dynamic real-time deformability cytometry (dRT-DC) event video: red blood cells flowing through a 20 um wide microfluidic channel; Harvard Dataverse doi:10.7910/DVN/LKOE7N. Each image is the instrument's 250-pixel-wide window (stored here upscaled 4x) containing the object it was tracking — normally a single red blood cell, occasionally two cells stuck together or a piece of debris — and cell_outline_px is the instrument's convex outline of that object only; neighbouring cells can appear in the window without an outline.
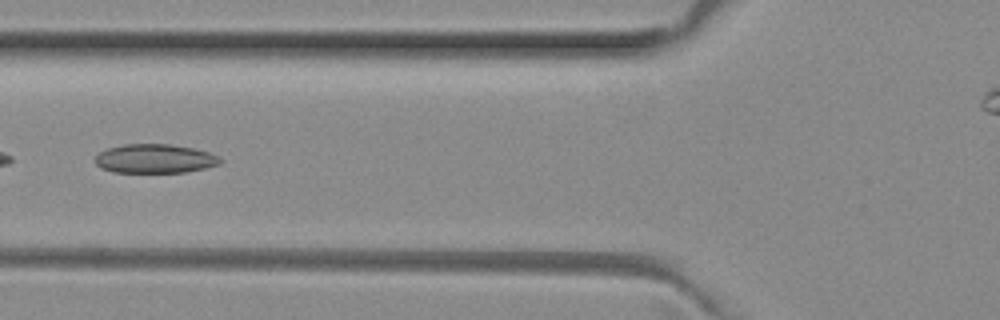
{"species": "common noctule bat (a hibernating species)", "species_latin": "Nyctalus noctula", "temperature_condition": "room temperature", "stored_images_in_passage": 23, "camera_frame_rate_fps": 3000, "um_per_image_px": 0.085, "animal": {"sex": "female", "body_mass_g": 29.2, "forearm_length_mm": 56.3}, "frame": {"image": 1, "passage_image": 4, "time_ms": 1.0, "image_size_px": [1000, 320], "cell_outline_px": [[224, 160], [220, 164], [204, 168], [184, 172], [112, 172], [100, 168], [92, 160], [100, 152], [108, 148], [124, 144], [168, 144], [192, 148], [208, 152]], "centroid_in_image_um": [13.12, 13.49], "position_along_channel_um": 112.7, "area_um2": 21.1}}
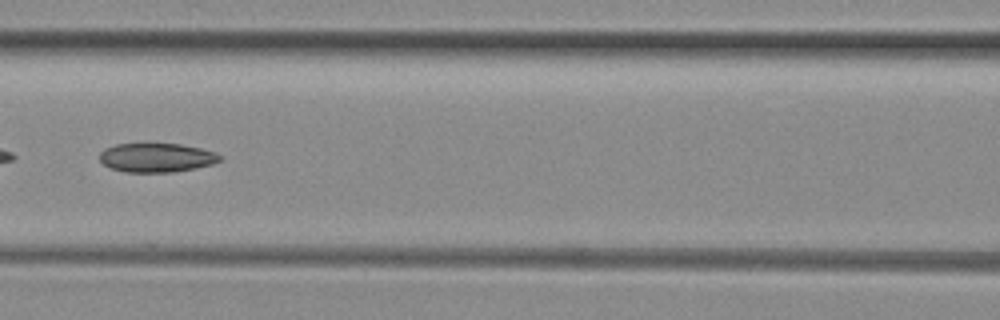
{"frame": {"image": 2, "passage_image": 7, "time_ms": 2.0, "image_size_px": [1000, 320], "cell_outline_px": [[224, 156], [220, 160], [212, 164], [196, 168], [172, 172], [124, 172], [112, 168], [104, 164], [100, 160], [100, 152], [104, 148], [116, 144], [180, 144], [200, 148], [216, 152]], "centroid_in_image_um": [13.33, 13.4], "position_along_channel_um": 153.3, "area_um2": 20.35}}
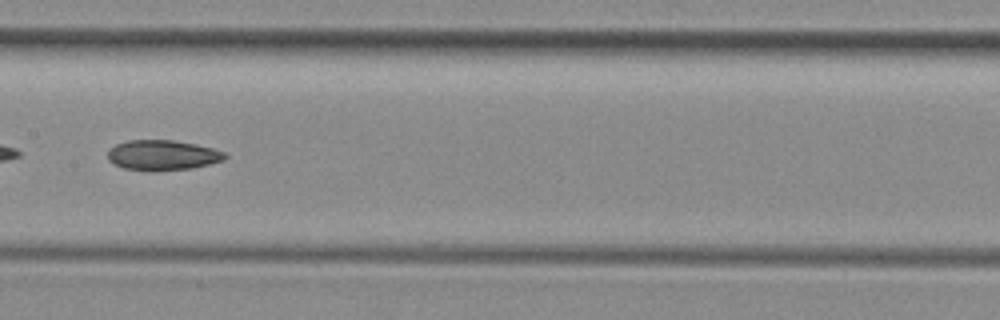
{"frame": {"image": 3, "passage_image": 10, "time_ms": 3.0, "image_size_px": [1000, 320], "cell_outline_px": [[228, 156], [224, 160], [192, 168], [156, 172], [148, 172], [124, 168], [108, 160], [108, 148], [116, 144], [128, 140], [172, 140], [196, 144], [212, 148], [224, 152]], "centroid_in_image_um": [13.8, 13.2], "position_along_channel_um": 193.6, "area_um2": 20.87}}